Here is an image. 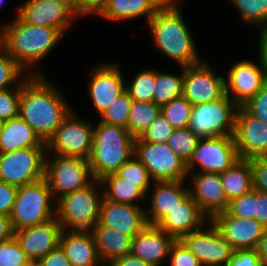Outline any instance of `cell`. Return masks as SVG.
<instances>
[{"mask_svg": "<svg viewBox=\"0 0 267 266\" xmlns=\"http://www.w3.org/2000/svg\"><path fill=\"white\" fill-rule=\"evenodd\" d=\"M103 188V197L115 203H128L140 206V201L147 199L148 195L137 186L119 177L116 173L104 176L100 179Z\"/></svg>", "mask_w": 267, "mask_h": 266, "instance_id": "30", "label": "cell"}, {"mask_svg": "<svg viewBox=\"0 0 267 266\" xmlns=\"http://www.w3.org/2000/svg\"><path fill=\"white\" fill-rule=\"evenodd\" d=\"M208 223L210 226L206 230L204 225L185 234L180 240L199 259L202 266H225L232 258L234 250L212 221L209 220Z\"/></svg>", "mask_w": 267, "mask_h": 266, "instance_id": "15", "label": "cell"}, {"mask_svg": "<svg viewBox=\"0 0 267 266\" xmlns=\"http://www.w3.org/2000/svg\"><path fill=\"white\" fill-rule=\"evenodd\" d=\"M173 130V126L160 112L145 132L135 140H143L144 142L150 143H167Z\"/></svg>", "mask_w": 267, "mask_h": 266, "instance_id": "44", "label": "cell"}, {"mask_svg": "<svg viewBox=\"0 0 267 266\" xmlns=\"http://www.w3.org/2000/svg\"><path fill=\"white\" fill-rule=\"evenodd\" d=\"M28 147H46L34 130L19 116L4 121L0 133V153L17 151Z\"/></svg>", "mask_w": 267, "mask_h": 266, "instance_id": "29", "label": "cell"}, {"mask_svg": "<svg viewBox=\"0 0 267 266\" xmlns=\"http://www.w3.org/2000/svg\"><path fill=\"white\" fill-rule=\"evenodd\" d=\"M3 125H4V121L0 119V133H1L2 129H3Z\"/></svg>", "mask_w": 267, "mask_h": 266, "instance_id": "59", "label": "cell"}, {"mask_svg": "<svg viewBox=\"0 0 267 266\" xmlns=\"http://www.w3.org/2000/svg\"><path fill=\"white\" fill-rule=\"evenodd\" d=\"M186 181L153 182L146 218L149 225H157L170 211L189 195ZM186 185V186H185Z\"/></svg>", "mask_w": 267, "mask_h": 266, "instance_id": "24", "label": "cell"}, {"mask_svg": "<svg viewBox=\"0 0 267 266\" xmlns=\"http://www.w3.org/2000/svg\"><path fill=\"white\" fill-rule=\"evenodd\" d=\"M132 99L125 89L116 99L108 106V108L100 114V122L108 125L121 126L127 129V120L129 109L131 108Z\"/></svg>", "mask_w": 267, "mask_h": 266, "instance_id": "37", "label": "cell"}, {"mask_svg": "<svg viewBox=\"0 0 267 266\" xmlns=\"http://www.w3.org/2000/svg\"><path fill=\"white\" fill-rule=\"evenodd\" d=\"M4 4V0H0V7Z\"/></svg>", "mask_w": 267, "mask_h": 266, "instance_id": "60", "label": "cell"}, {"mask_svg": "<svg viewBox=\"0 0 267 266\" xmlns=\"http://www.w3.org/2000/svg\"><path fill=\"white\" fill-rule=\"evenodd\" d=\"M242 107L255 118L267 124V83Z\"/></svg>", "mask_w": 267, "mask_h": 266, "instance_id": "46", "label": "cell"}, {"mask_svg": "<svg viewBox=\"0 0 267 266\" xmlns=\"http://www.w3.org/2000/svg\"><path fill=\"white\" fill-rule=\"evenodd\" d=\"M168 0H109L99 15L110 22H120L144 17L147 22Z\"/></svg>", "mask_w": 267, "mask_h": 266, "instance_id": "28", "label": "cell"}, {"mask_svg": "<svg viewBox=\"0 0 267 266\" xmlns=\"http://www.w3.org/2000/svg\"><path fill=\"white\" fill-rule=\"evenodd\" d=\"M130 183H137L146 194L151 192V180L147 168L133 154L116 172Z\"/></svg>", "mask_w": 267, "mask_h": 266, "instance_id": "36", "label": "cell"}, {"mask_svg": "<svg viewBox=\"0 0 267 266\" xmlns=\"http://www.w3.org/2000/svg\"><path fill=\"white\" fill-rule=\"evenodd\" d=\"M25 74L27 73L0 46V90L17 87L29 76Z\"/></svg>", "mask_w": 267, "mask_h": 266, "instance_id": "40", "label": "cell"}, {"mask_svg": "<svg viewBox=\"0 0 267 266\" xmlns=\"http://www.w3.org/2000/svg\"><path fill=\"white\" fill-rule=\"evenodd\" d=\"M103 198L102 184L94 179L85 188L58 198L55 217L64 230L92 232L99 222Z\"/></svg>", "mask_w": 267, "mask_h": 266, "instance_id": "5", "label": "cell"}, {"mask_svg": "<svg viewBox=\"0 0 267 266\" xmlns=\"http://www.w3.org/2000/svg\"><path fill=\"white\" fill-rule=\"evenodd\" d=\"M233 137L240 159L267 157V124L242 106L236 112Z\"/></svg>", "mask_w": 267, "mask_h": 266, "instance_id": "17", "label": "cell"}, {"mask_svg": "<svg viewBox=\"0 0 267 266\" xmlns=\"http://www.w3.org/2000/svg\"><path fill=\"white\" fill-rule=\"evenodd\" d=\"M241 15L242 22L261 29L267 26V0H230Z\"/></svg>", "mask_w": 267, "mask_h": 266, "instance_id": "34", "label": "cell"}, {"mask_svg": "<svg viewBox=\"0 0 267 266\" xmlns=\"http://www.w3.org/2000/svg\"><path fill=\"white\" fill-rule=\"evenodd\" d=\"M50 157L52 160L45 157L44 178L55 200L85 188L94 180L88 159L56 154Z\"/></svg>", "mask_w": 267, "mask_h": 266, "instance_id": "8", "label": "cell"}, {"mask_svg": "<svg viewBox=\"0 0 267 266\" xmlns=\"http://www.w3.org/2000/svg\"><path fill=\"white\" fill-rule=\"evenodd\" d=\"M70 106L45 75L28 76L21 83L19 117L45 143L73 109Z\"/></svg>", "mask_w": 267, "mask_h": 266, "instance_id": "1", "label": "cell"}, {"mask_svg": "<svg viewBox=\"0 0 267 266\" xmlns=\"http://www.w3.org/2000/svg\"><path fill=\"white\" fill-rule=\"evenodd\" d=\"M15 11L27 24L56 28L63 34L77 17L67 6L55 0H27Z\"/></svg>", "mask_w": 267, "mask_h": 266, "instance_id": "19", "label": "cell"}, {"mask_svg": "<svg viewBox=\"0 0 267 266\" xmlns=\"http://www.w3.org/2000/svg\"><path fill=\"white\" fill-rule=\"evenodd\" d=\"M46 147L0 153V181L21 187L44 178Z\"/></svg>", "mask_w": 267, "mask_h": 266, "instance_id": "11", "label": "cell"}, {"mask_svg": "<svg viewBox=\"0 0 267 266\" xmlns=\"http://www.w3.org/2000/svg\"><path fill=\"white\" fill-rule=\"evenodd\" d=\"M118 65L108 62L100 63L89 71L86 89L99 115L126 89L124 73Z\"/></svg>", "mask_w": 267, "mask_h": 266, "instance_id": "16", "label": "cell"}, {"mask_svg": "<svg viewBox=\"0 0 267 266\" xmlns=\"http://www.w3.org/2000/svg\"><path fill=\"white\" fill-rule=\"evenodd\" d=\"M109 0H80V17L99 15L107 7Z\"/></svg>", "mask_w": 267, "mask_h": 266, "instance_id": "52", "label": "cell"}, {"mask_svg": "<svg viewBox=\"0 0 267 266\" xmlns=\"http://www.w3.org/2000/svg\"><path fill=\"white\" fill-rule=\"evenodd\" d=\"M178 4L177 0H168L146 23L155 48L179 66L186 67L203 60Z\"/></svg>", "mask_w": 267, "mask_h": 266, "instance_id": "3", "label": "cell"}, {"mask_svg": "<svg viewBox=\"0 0 267 266\" xmlns=\"http://www.w3.org/2000/svg\"><path fill=\"white\" fill-rule=\"evenodd\" d=\"M189 176L190 182L192 181V185H189V195L208 220L226 211L229 201L220 174L200 173L196 170V173H188Z\"/></svg>", "mask_w": 267, "mask_h": 266, "instance_id": "18", "label": "cell"}, {"mask_svg": "<svg viewBox=\"0 0 267 266\" xmlns=\"http://www.w3.org/2000/svg\"><path fill=\"white\" fill-rule=\"evenodd\" d=\"M134 140L126 128L99 121L88 158L93 178L115 173L134 154Z\"/></svg>", "mask_w": 267, "mask_h": 266, "instance_id": "4", "label": "cell"}, {"mask_svg": "<svg viewBox=\"0 0 267 266\" xmlns=\"http://www.w3.org/2000/svg\"><path fill=\"white\" fill-rule=\"evenodd\" d=\"M176 240L157 225L148 224L132 238L131 253L151 266H162Z\"/></svg>", "mask_w": 267, "mask_h": 266, "instance_id": "23", "label": "cell"}, {"mask_svg": "<svg viewBox=\"0 0 267 266\" xmlns=\"http://www.w3.org/2000/svg\"><path fill=\"white\" fill-rule=\"evenodd\" d=\"M254 218L267 228V193L255 189V216Z\"/></svg>", "mask_w": 267, "mask_h": 266, "instance_id": "51", "label": "cell"}, {"mask_svg": "<svg viewBox=\"0 0 267 266\" xmlns=\"http://www.w3.org/2000/svg\"><path fill=\"white\" fill-rule=\"evenodd\" d=\"M21 84L0 90V119L10 120L19 116Z\"/></svg>", "mask_w": 267, "mask_h": 266, "instance_id": "43", "label": "cell"}, {"mask_svg": "<svg viewBox=\"0 0 267 266\" xmlns=\"http://www.w3.org/2000/svg\"><path fill=\"white\" fill-rule=\"evenodd\" d=\"M72 109L46 142V153L88 159L92 149L94 126L77 117Z\"/></svg>", "mask_w": 267, "mask_h": 266, "instance_id": "9", "label": "cell"}, {"mask_svg": "<svg viewBox=\"0 0 267 266\" xmlns=\"http://www.w3.org/2000/svg\"><path fill=\"white\" fill-rule=\"evenodd\" d=\"M134 155L147 168L153 182L188 179L186 163L169 148L167 143L134 140Z\"/></svg>", "mask_w": 267, "mask_h": 266, "instance_id": "10", "label": "cell"}, {"mask_svg": "<svg viewBox=\"0 0 267 266\" xmlns=\"http://www.w3.org/2000/svg\"><path fill=\"white\" fill-rule=\"evenodd\" d=\"M146 209L128 203H115L102 199L97 225H110L126 235L134 237L147 225Z\"/></svg>", "mask_w": 267, "mask_h": 266, "instance_id": "22", "label": "cell"}, {"mask_svg": "<svg viewBox=\"0 0 267 266\" xmlns=\"http://www.w3.org/2000/svg\"><path fill=\"white\" fill-rule=\"evenodd\" d=\"M183 73L173 74L156 70V82L153 92V102L162 106L173 99L182 96L184 67L180 66Z\"/></svg>", "mask_w": 267, "mask_h": 266, "instance_id": "33", "label": "cell"}, {"mask_svg": "<svg viewBox=\"0 0 267 266\" xmlns=\"http://www.w3.org/2000/svg\"><path fill=\"white\" fill-rule=\"evenodd\" d=\"M18 187L0 181V215L9 216Z\"/></svg>", "mask_w": 267, "mask_h": 266, "instance_id": "49", "label": "cell"}, {"mask_svg": "<svg viewBox=\"0 0 267 266\" xmlns=\"http://www.w3.org/2000/svg\"><path fill=\"white\" fill-rule=\"evenodd\" d=\"M15 230L9 216L0 215V243L14 237Z\"/></svg>", "mask_w": 267, "mask_h": 266, "instance_id": "54", "label": "cell"}, {"mask_svg": "<svg viewBox=\"0 0 267 266\" xmlns=\"http://www.w3.org/2000/svg\"><path fill=\"white\" fill-rule=\"evenodd\" d=\"M238 107L226 94L216 101L194 105L188 128L198 138L233 136Z\"/></svg>", "mask_w": 267, "mask_h": 266, "instance_id": "7", "label": "cell"}, {"mask_svg": "<svg viewBox=\"0 0 267 266\" xmlns=\"http://www.w3.org/2000/svg\"><path fill=\"white\" fill-rule=\"evenodd\" d=\"M207 219L199 210L196 202L188 195L157 226L180 240L185 234L196 231L206 225L209 221Z\"/></svg>", "mask_w": 267, "mask_h": 266, "instance_id": "25", "label": "cell"}, {"mask_svg": "<svg viewBox=\"0 0 267 266\" xmlns=\"http://www.w3.org/2000/svg\"><path fill=\"white\" fill-rule=\"evenodd\" d=\"M30 261L15 237L0 243V266H26Z\"/></svg>", "mask_w": 267, "mask_h": 266, "instance_id": "42", "label": "cell"}, {"mask_svg": "<svg viewBox=\"0 0 267 266\" xmlns=\"http://www.w3.org/2000/svg\"><path fill=\"white\" fill-rule=\"evenodd\" d=\"M131 83L126 84V90L132 101L151 102L156 82V70L146 69L140 71L132 79Z\"/></svg>", "mask_w": 267, "mask_h": 266, "instance_id": "35", "label": "cell"}, {"mask_svg": "<svg viewBox=\"0 0 267 266\" xmlns=\"http://www.w3.org/2000/svg\"><path fill=\"white\" fill-rule=\"evenodd\" d=\"M63 36L59 29L27 24L18 16L0 26V46L29 76L43 74L39 68H33L49 55Z\"/></svg>", "mask_w": 267, "mask_h": 266, "instance_id": "2", "label": "cell"}, {"mask_svg": "<svg viewBox=\"0 0 267 266\" xmlns=\"http://www.w3.org/2000/svg\"><path fill=\"white\" fill-rule=\"evenodd\" d=\"M168 260L170 266H202L181 240H176L172 245Z\"/></svg>", "mask_w": 267, "mask_h": 266, "instance_id": "45", "label": "cell"}, {"mask_svg": "<svg viewBox=\"0 0 267 266\" xmlns=\"http://www.w3.org/2000/svg\"><path fill=\"white\" fill-rule=\"evenodd\" d=\"M199 138L188 128L174 129L167 144L169 148L185 163L190 159Z\"/></svg>", "mask_w": 267, "mask_h": 266, "instance_id": "39", "label": "cell"}, {"mask_svg": "<svg viewBox=\"0 0 267 266\" xmlns=\"http://www.w3.org/2000/svg\"><path fill=\"white\" fill-rule=\"evenodd\" d=\"M160 113V106L151 102L132 101L127 120V130L131 136L139 138Z\"/></svg>", "mask_w": 267, "mask_h": 266, "instance_id": "32", "label": "cell"}, {"mask_svg": "<svg viewBox=\"0 0 267 266\" xmlns=\"http://www.w3.org/2000/svg\"><path fill=\"white\" fill-rule=\"evenodd\" d=\"M61 231L62 227L55 217L43 224L16 230L14 237L26 256L38 261L59 245Z\"/></svg>", "mask_w": 267, "mask_h": 266, "instance_id": "20", "label": "cell"}, {"mask_svg": "<svg viewBox=\"0 0 267 266\" xmlns=\"http://www.w3.org/2000/svg\"><path fill=\"white\" fill-rule=\"evenodd\" d=\"M55 216L56 200L45 178L18 187L9 215L15 231L43 224Z\"/></svg>", "mask_w": 267, "mask_h": 266, "instance_id": "6", "label": "cell"}, {"mask_svg": "<svg viewBox=\"0 0 267 266\" xmlns=\"http://www.w3.org/2000/svg\"><path fill=\"white\" fill-rule=\"evenodd\" d=\"M262 266H267V228L264 229L262 238L256 248Z\"/></svg>", "mask_w": 267, "mask_h": 266, "instance_id": "56", "label": "cell"}, {"mask_svg": "<svg viewBox=\"0 0 267 266\" xmlns=\"http://www.w3.org/2000/svg\"><path fill=\"white\" fill-rule=\"evenodd\" d=\"M220 176L228 201L253 189L252 168L248 159H239Z\"/></svg>", "mask_w": 267, "mask_h": 266, "instance_id": "31", "label": "cell"}, {"mask_svg": "<svg viewBox=\"0 0 267 266\" xmlns=\"http://www.w3.org/2000/svg\"><path fill=\"white\" fill-rule=\"evenodd\" d=\"M59 246L72 266H104L100 260L92 232L62 229Z\"/></svg>", "mask_w": 267, "mask_h": 266, "instance_id": "26", "label": "cell"}, {"mask_svg": "<svg viewBox=\"0 0 267 266\" xmlns=\"http://www.w3.org/2000/svg\"><path fill=\"white\" fill-rule=\"evenodd\" d=\"M252 168L253 188L267 193V157L250 159Z\"/></svg>", "mask_w": 267, "mask_h": 266, "instance_id": "47", "label": "cell"}, {"mask_svg": "<svg viewBox=\"0 0 267 266\" xmlns=\"http://www.w3.org/2000/svg\"><path fill=\"white\" fill-rule=\"evenodd\" d=\"M92 233L100 260L104 266L116 258L131 253L132 236L119 232L110 225H96Z\"/></svg>", "mask_w": 267, "mask_h": 266, "instance_id": "27", "label": "cell"}, {"mask_svg": "<svg viewBox=\"0 0 267 266\" xmlns=\"http://www.w3.org/2000/svg\"><path fill=\"white\" fill-rule=\"evenodd\" d=\"M240 159L233 136L199 138L196 148L186 163L187 173L221 174ZM198 165V166H197Z\"/></svg>", "mask_w": 267, "mask_h": 266, "instance_id": "12", "label": "cell"}, {"mask_svg": "<svg viewBox=\"0 0 267 266\" xmlns=\"http://www.w3.org/2000/svg\"><path fill=\"white\" fill-rule=\"evenodd\" d=\"M67 6L77 18L80 16V0H55Z\"/></svg>", "mask_w": 267, "mask_h": 266, "instance_id": "57", "label": "cell"}, {"mask_svg": "<svg viewBox=\"0 0 267 266\" xmlns=\"http://www.w3.org/2000/svg\"><path fill=\"white\" fill-rule=\"evenodd\" d=\"M193 105L183 96L160 106L161 114L174 129L188 127Z\"/></svg>", "mask_w": 267, "mask_h": 266, "instance_id": "38", "label": "cell"}, {"mask_svg": "<svg viewBox=\"0 0 267 266\" xmlns=\"http://www.w3.org/2000/svg\"><path fill=\"white\" fill-rule=\"evenodd\" d=\"M258 33V52L267 64V26L262 27Z\"/></svg>", "mask_w": 267, "mask_h": 266, "instance_id": "55", "label": "cell"}, {"mask_svg": "<svg viewBox=\"0 0 267 266\" xmlns=\"http://www.w3.org/2000/svg\"><path fill=\"white\" fill-rule=\"evenodd\" d=\"M225 266H262L256 249L235 250Z\"/></svg>", "mask_w": 267, "mask_h": 266, "instance_id": "48", "label": "cell"}, {"mask_svg": "<svg viewBox=\"0 0 267 266\" xmlns=\"http://www.w3.org/2000/svg\"><path fill=\"white\" fill-rule=\"evenodd\" d=\"M26 266H40L38 261H30Z\"/></svg>", "mask_w": 267, "mask_h": 266, "instance_id": "58", "label": "cell"}, {"mask_svg": "<svg viewBox=\"0 0 267 266\" xmlns=\"http://www.w3.org/2000/svg\"><path fill=\"white\" fill-rule=\"evenodd\" d=\"M215 216H235L252 219L255 216V189L229 201L225 212Z\"/></svg>", "mask_w": 267, "mask_h": 266, "instance_id": "41", "label": "cell"}, {"mask_svg": "<svg viewBox=\"0 0 267 266\" xmlns=\"http://www.w3.org/2000/svg\"><path fill=\"white\" fill-rule=\"evenodd\" d=\"M38 262L40 266H72L59 245L39 259Z\"/></svg>", "mask_w": 267, "mask_h": 266, "instance_id": "50", "label": "cell"}, {"mask_svg": "<svg viewBox=\"0 0 267 266\" xmlns=\"http://www.w3.org/2000/svg\"><path fill=\"white\" fill-rule=\"evenodd\" d=\"M214 70L204 60L184 67L182 96L193 106L216 101L225 94V76Z\"/></svg>", "mask_w": 267, "mask_h": 266, "instance_id": "14", "label": "cell"}, {"mask_svg": "<svg viewBox=\"0 0 267 266\" xmlns=\"http://www.w3.org/2000/svg\"><path fill=\"white\" fill-rule=\"evenodd\" d=\"M258 56V64L247 59L240 60L224 78L225 94L238 106L245 104L267 83V64L259 52Z\"/></svg>", "mask_w": 267, "mask_h": 266, "instance_id": "13", "label": "cell"}, {"mask_svg": "<svg viewBox=\"0 0 267 266\" xmlns=\"http://www.w3.org/2000/svg\"><path fill=\"white\" fill-rule=\"evenodd\" d=\"M211 221L234 251L256 249L265 229L255 218L214 216Z\"/></svg>", "mask_w": 267, "mask_h": 266, "instance_id": "21", "label": "cell"}, {"mask_svg": "<svg viewBox=\"0 0 267 266\" xmlns=\"http://www.w3.org/2000/svg\"><path fill=\"white\" fill-rule=\"evenodd\" d=\"M106 266H151L139 257L134 256L132 253L112 260Z\"/></svg>", "mask_w": 267, "mask_h": 266, "instance_id": "53", "label": "cell"}]
</instances>
